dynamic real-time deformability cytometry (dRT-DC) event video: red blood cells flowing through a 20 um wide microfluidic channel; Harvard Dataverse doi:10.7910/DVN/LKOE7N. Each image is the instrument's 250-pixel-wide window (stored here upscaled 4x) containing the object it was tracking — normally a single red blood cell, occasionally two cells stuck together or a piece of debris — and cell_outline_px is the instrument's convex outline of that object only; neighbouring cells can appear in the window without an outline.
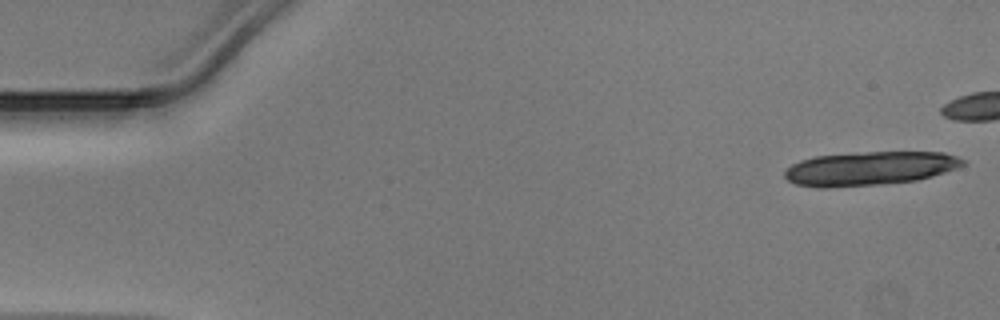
{"species": "Egyptian fruit bat (a non-hibernating species)", "species_latin": "Rousettus aegyptiacus", "temperature_condition": "warm", "stored_images_in_passage": 16, "camera_frame_rate_fps": 3000, "um_per_image_px": 0.085, "animal": {"sex": "male"}, "frame": {"image": 1, "passage_image": 1, "time_ms": 0.0, "image_size_px": [1000, 320], "cell_outline_px": [[964, 164], [956, 168], [932, 176], [916, 180], [880, 184], [824, 188], [820, 188], [796, 184], [788, 180], [784, 176], [784, 172], [792, 164], [800, 160], [816, 156], [864, 152], [944, 152], [956, 156], [964, 160]], "centroid_in_image_um": [73.9, 14.31], "position_along_channel_um": 11.1, "area_um2": 34.85}}